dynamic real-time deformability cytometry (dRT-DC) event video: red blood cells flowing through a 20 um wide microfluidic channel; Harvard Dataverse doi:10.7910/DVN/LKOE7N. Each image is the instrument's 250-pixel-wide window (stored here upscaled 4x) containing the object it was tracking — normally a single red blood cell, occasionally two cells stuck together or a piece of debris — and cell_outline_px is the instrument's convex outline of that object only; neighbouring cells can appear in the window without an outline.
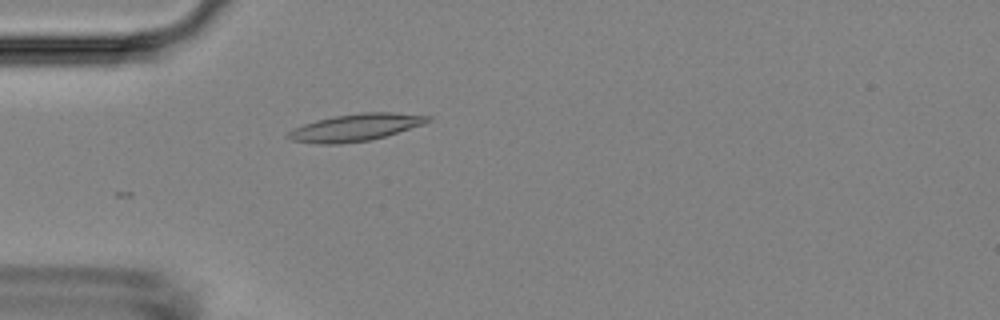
{"species": "Egyptian fruit bat (a non-hibernating species)", "species_latin": "Rousettus aegyptiacus", "temperature_condition": "room temperature", "stored_images_in_passage": 21, "camera_frame_rate_fps": 3000, "um_per_image_px": 0.085, "animal": {"sex": "female"}, "frame": {"image": 1, "passage_image": 1, "time_ms": 0.0, "image_size_px": [1000, 320], "cell_outline_px": [[432, 120], [424, 124], [384, 136], [368, 140], [340, 144], [316, 144], [292, 140], [284, 136], [292, 128], [316, 120], [332, 116], [360, 112], [392, 112], [432, 116]], "centroid_in_image_um": [30.19, 10.82], "position_along_channel_um": 54.8, "area_um2": 22.2}}
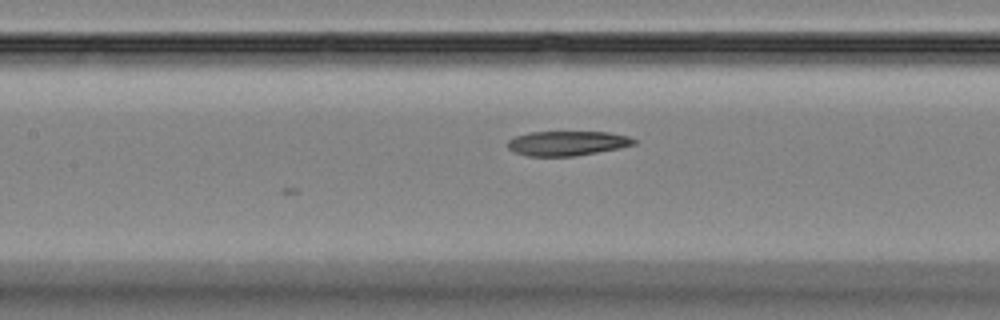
{"frame": {"image": 2, "passage_image": 10, "time_ms": 3.0, "image_size_px": [1000, 320], "cell_outline_px": [[636, 144], [620, 148], [576, 156], [528, 156], [512, 152], [508, 148], [508, 140], [516, 136], [528, 132], [608, 132], [628, 136], [636, 140]], "centroid_in_image_um": [48.2, 12.18], "position_along_channel_um": 159.2, "area_um2": 18.21}}
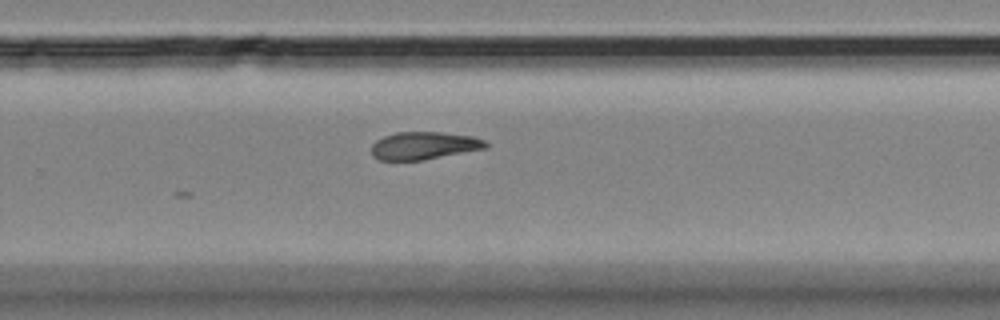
{"frame": {"image": 3, "passage_image": 21, "time_ms": 6.667, "image_size_px": [1000, 320], "cell_outline_px": [[488, 148], [424, 160], [380, 160], [372, 156], [372, 144], [376, 140], [384, 136], [396, 132], [440, 132], [472, 136], [484, 140], [488, 144]], "centroid_in_image_um": [36.04, 12.38], "position_along_channel_um": 293.8, "area_um2": 18.5}}